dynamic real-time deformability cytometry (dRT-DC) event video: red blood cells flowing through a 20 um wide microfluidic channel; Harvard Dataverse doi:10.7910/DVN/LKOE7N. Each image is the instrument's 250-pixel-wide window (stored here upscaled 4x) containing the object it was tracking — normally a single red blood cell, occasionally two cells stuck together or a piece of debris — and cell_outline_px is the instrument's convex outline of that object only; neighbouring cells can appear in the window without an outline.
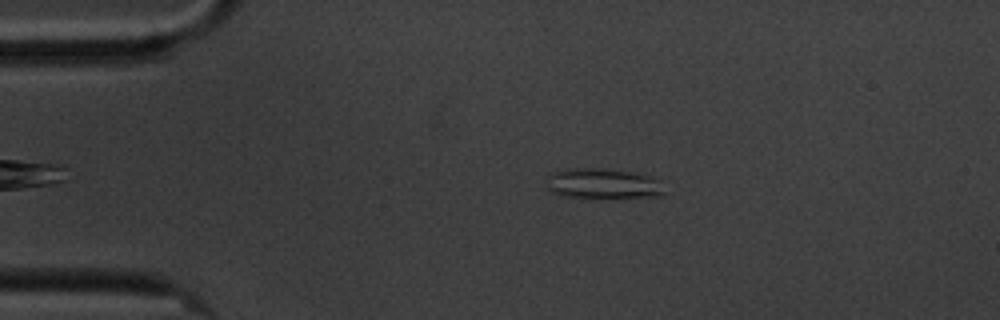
{"species": "common noctule bat (a hibernating species)", "species_latin": "Nyctalus noctula", "temperature_condition": "cold", "stored_images_in_passage": 48, "camera_frame_rate_fps": 3000, "um_per_image_px": 0.085, "animal": {"sex": "male", "body_mass_g": 20.1, "forearm_length_mm": 53.5}, "frame": {"image": 1, "passage_image": 8, "time_ms": 2.333, "image_size_px": [1000, 320], "cell_outline_px": [[664, 196], [564, 196], [552, 192], [548, 188], [548, 176], [552, 172], [564, 168], [604, 168], [636, 172], [648, 176], [664, 192]], "centroid_in_image_um": [51.14, 15.56], "position_along_channel_um": 33.9, "area_um2": 19.94}}
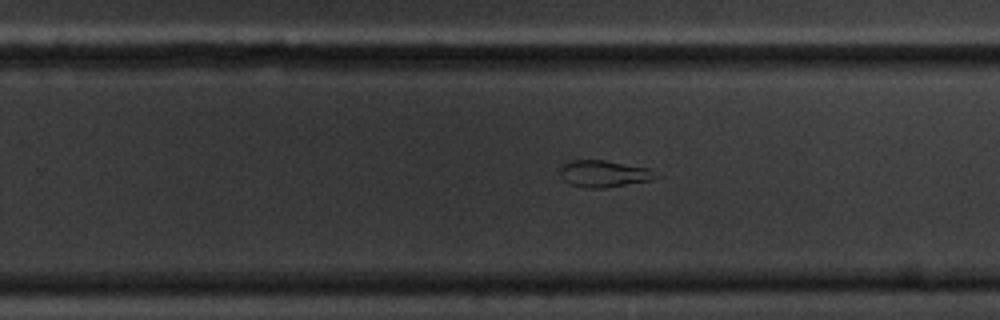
{"frame": {"image": 2, "passage_image": 33, "time_ms": 10.667, "image_size_px": [1000, 320], "cell_outline_px": [[652, 180], [600, 188], [584, 188], [572, 184], [564, 180], [560, 172], [560, 168], [568, 160], [604, 160], [648, 168], [652, 176]], "centroid_in_image_um": [51.22, 14.75], "position_along_channel_um": 278.6, "area_um2": 14.39}}
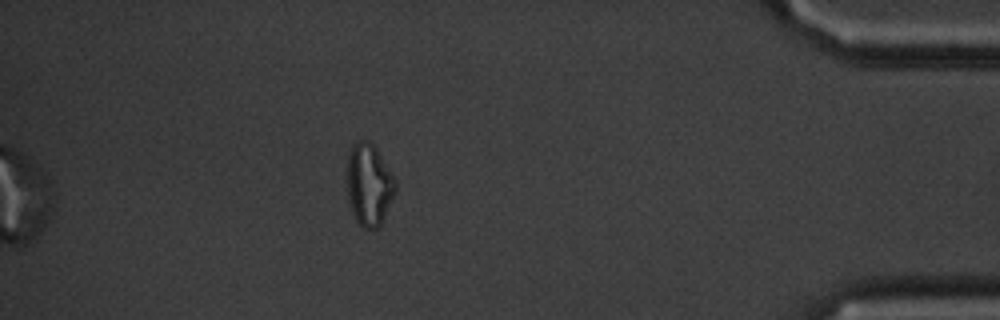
{"frame": {"image": 3, "passage_image": 48, "time_ms": 15.667, "image_size_px": [1000, 320], "cell_outline_px": [[396, 192], [380, 224], [376, 228], [364, 228], [356, 220], [352, 212], [348, 200], [348, 152], [352, 144], [356, 140], [368, 140], [376, 148], [396, 180]], "centroid_in_image_um": [31.36, 15.66], "position_along_channel_um": 403.8, "area_um2": 22.95}, "authors_computed_cell_mechanics": {"area_um2": 16.9932, "velocity_mm_per_s": 3.4077, "shape_relaxation_time_tau1_ms": null, "shape_relaxation_time_tau2_ms": 3.1304, "deformation_change_tau1": null, "deformation_change_tau2": 0.1104}}